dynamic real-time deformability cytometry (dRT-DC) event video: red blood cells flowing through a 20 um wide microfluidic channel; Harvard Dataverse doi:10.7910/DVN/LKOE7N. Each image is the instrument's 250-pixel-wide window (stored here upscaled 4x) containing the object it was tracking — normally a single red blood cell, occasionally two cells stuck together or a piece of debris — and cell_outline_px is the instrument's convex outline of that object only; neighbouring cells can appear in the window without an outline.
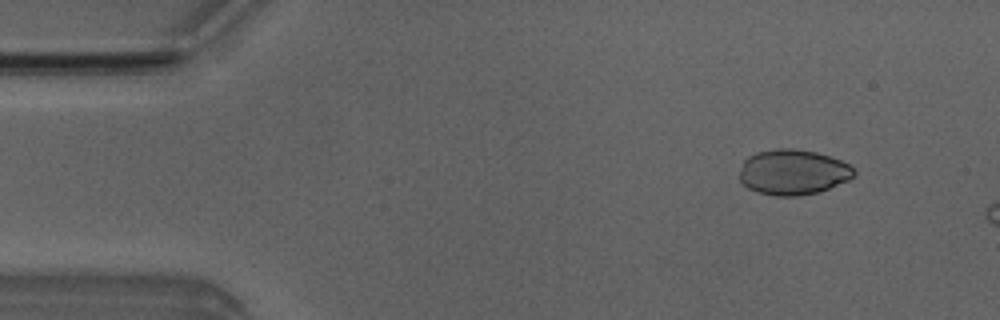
{"species": "Egyptian fruit bat (a non-hibernating species)", "species_latin": "Rousettus aegyptiacus", "temperature_condition": "room temperature", "stored_images_in_passage": 4, "camera_frame_rate_fps": 3000, "um_per_image_px": 0.085, "animal": {"sex": "male"}, "frame": {"image": 1, "passage_image": 1, "time_ms": 0.0, "image_size_px": [1000, 320], "cell_outline_px": [[856, 176], [848, 180], [828, 188], [816, 192], [796, 196], [776, 196], [756, 192], [748, 188], [740, 180], [740, 172], [744, 160], [748, 156], [756, 152], [776, 148], [792, 148], [816, 152], [840, 160], [848, 164], [856, 172]], "centroid_in_image_um": [67.39, 14.63], "position_along_channel_um": 17.6, "area_um2": 30.17}}